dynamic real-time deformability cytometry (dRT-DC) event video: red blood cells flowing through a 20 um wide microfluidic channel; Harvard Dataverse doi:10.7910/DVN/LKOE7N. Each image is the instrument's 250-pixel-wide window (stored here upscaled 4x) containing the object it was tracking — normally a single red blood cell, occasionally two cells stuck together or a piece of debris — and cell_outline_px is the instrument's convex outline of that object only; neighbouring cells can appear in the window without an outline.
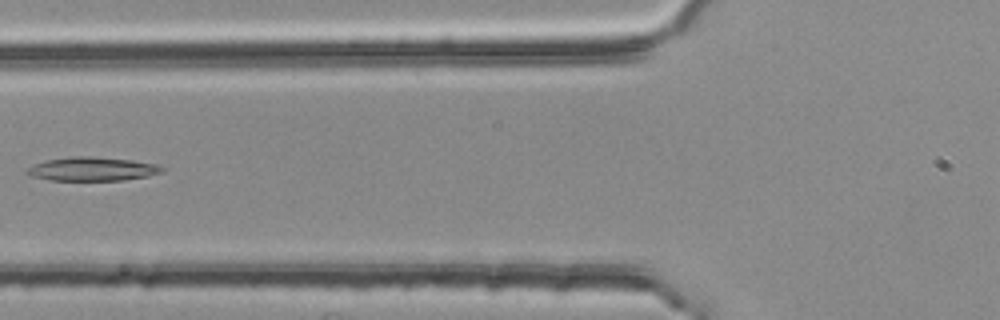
{"species": "common noctule bat (a hibernating species)", "species_latin": "Nyctalus noctula", "temperature_condition": "room temperature", "stored_images_in_passage": 5, "camera_frame_rate_fps": 3000, "um_per_image_px": 0.085, "animal": {"sex": "female", "body_mass_g": 25.1}, "frame": {"image": 1, "passage_image": 5, "time_ms": 1.333, "image_size_px": [1000, 320], "cell_outline_px": [[164, 172], [148, 176], [124, 180], [52, 180], [32, 176], [24, 172], [28, 168], [44, 160], [72, 156], [88, 156], [132, 160], [156, 164], [164, 168]], "centroid_in_image_um": [7.86, 14.36], "position_along_channel_um": 117.9, "area_um2": 18.61}}